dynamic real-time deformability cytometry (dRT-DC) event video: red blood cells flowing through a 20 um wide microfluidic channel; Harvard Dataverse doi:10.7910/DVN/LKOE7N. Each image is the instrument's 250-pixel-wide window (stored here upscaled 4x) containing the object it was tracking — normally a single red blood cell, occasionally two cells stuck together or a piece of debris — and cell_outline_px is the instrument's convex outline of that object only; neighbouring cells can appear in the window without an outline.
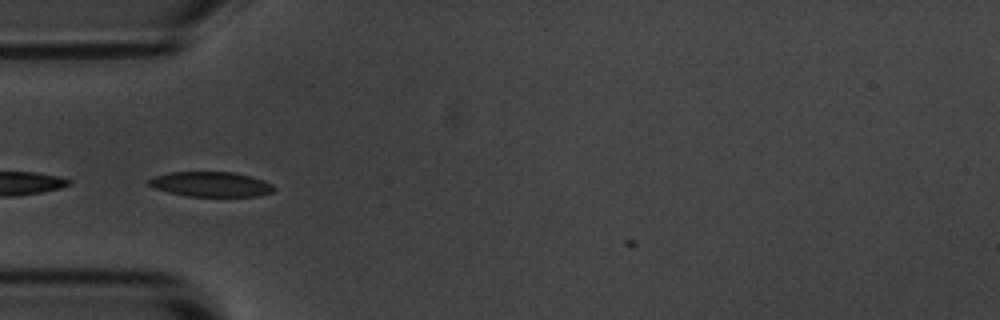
{"species": "common noctule bat (a hibernating species)", "species_latin": "Nyctalus noctula", "temperature_condition": "room temperature", "stored_images_in_passage": 16, "camera_frame_rate_fps": 3000, "um_per_image_px": 0.085, "animal": {"sex": "male", "body_mass_g": 20.1, "forearm_length_mm": 53.5}, "frame": {"image": 1, "passage_image": 1, "time_ms": 0.0, "image_size_px": [1000, 320], "cell_outline_px": [[276, 188], [272, 192], [260, 196], [184, 196], [168, 192], [156, 188], [148, 184], [144, 180], [152, 176], [168, 172], [232, 172], [252, 176], [264, 180], [272, 184]], "centroid_in_image_um": [17.9, 15.65], "position_along_channel_um": 67.1, "area_um2": 18.44}}